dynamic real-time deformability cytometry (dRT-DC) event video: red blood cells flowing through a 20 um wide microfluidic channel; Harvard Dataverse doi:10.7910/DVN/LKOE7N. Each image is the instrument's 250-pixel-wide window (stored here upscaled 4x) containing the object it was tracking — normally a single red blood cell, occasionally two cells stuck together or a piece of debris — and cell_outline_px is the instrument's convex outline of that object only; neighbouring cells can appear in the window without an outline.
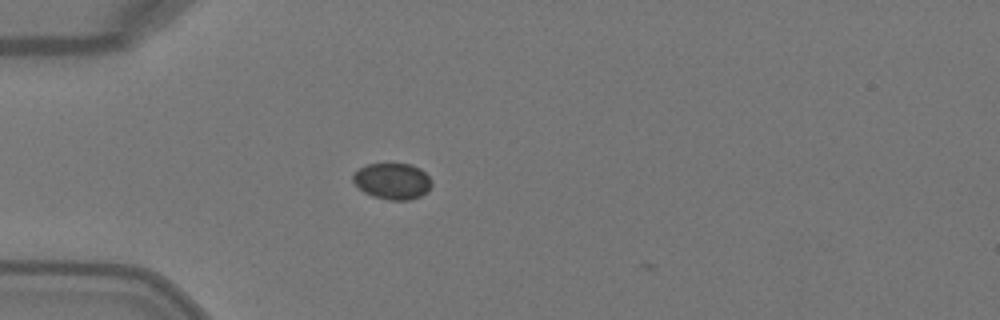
{"species": "Egyptian fruit bat (a non-hibernating species)", "species_latin": "Rousettus aegyptiacus", "temperature_condition": "warm", "stored_images_in_passage": 4, "camera_frame_rate_fps": 3000, "um_per_image_px": 0.085, "animal": {"sex": "female"}, "frame": {"image": 1, "passage_image": 3, "time_ms": 0.667, "image_size_px": [1000, 320], "cell_outline_px": [[432, 184], [428, 192], [420, 196], [408, 200], [388, 200], [372, 196], [364, 192], [352, 180], [352, 176], [360, 168], [368, 164], [412, 164], [420, 168], [432, 180]], "centroid_in_image_um": [33.38, 15.4], "position_along_channel_um": 51.6, "area_um2": 16.59}}